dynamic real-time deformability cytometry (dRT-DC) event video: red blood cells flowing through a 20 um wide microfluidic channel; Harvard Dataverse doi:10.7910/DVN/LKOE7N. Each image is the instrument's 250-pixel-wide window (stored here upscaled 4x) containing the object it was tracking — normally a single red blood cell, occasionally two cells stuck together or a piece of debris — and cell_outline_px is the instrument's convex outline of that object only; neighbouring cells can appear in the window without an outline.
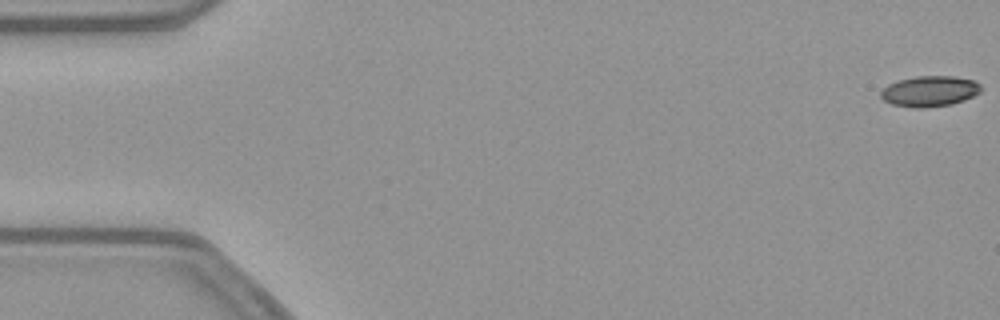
{"species": "common noctule bat (a hibernating species)", "species_latin": "Nyctalus noctula", "temperature_condition": "warm", "stored_images_in_passage": 16, "camera_frame_rate_fps": 3000, "um_per_image_px": 0.085, "animal": {"sex": "female", "body_mass_g": 21.9}, "frame": {"image": 1, "passage_image": 1, "time_ms": 0.0, "image_size_px": [1000, 320], "cell_outline_px": [[980, 92], [964, 100], [952, 104], [924, 108], [916, 108], [892, 104], [884, 100], [880, 96], [880, 92], [888, 84], [900, 80], [916, 76], [956, 76], [976, 80], [980, 84]], "centroid_in_image_um": [79.03, 7.75], "position_along_channel_um": 6.0, "area_um2": 17.92}}
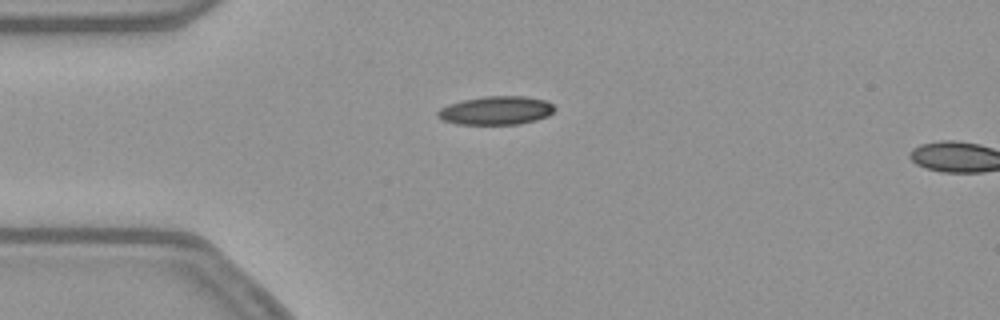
{"frame": {"image": 2, "passage_image": 14, "time_ms": 4.333, "image_size_px": [1000, 320], "cell_outline_px": [[556, 108], [548, 116], [536, 120], [520, 124], [456, 124], [444, 120], [436, 116], [436, 112], [440, 108], [448, 104], [460, 100], [484, 96], [524, 96], [544, 100], [552, 104]], "centroid_in_image_um": [42.14, 9.39], "position_along_channel_um": 42.9, "area_um2": 19.54}}